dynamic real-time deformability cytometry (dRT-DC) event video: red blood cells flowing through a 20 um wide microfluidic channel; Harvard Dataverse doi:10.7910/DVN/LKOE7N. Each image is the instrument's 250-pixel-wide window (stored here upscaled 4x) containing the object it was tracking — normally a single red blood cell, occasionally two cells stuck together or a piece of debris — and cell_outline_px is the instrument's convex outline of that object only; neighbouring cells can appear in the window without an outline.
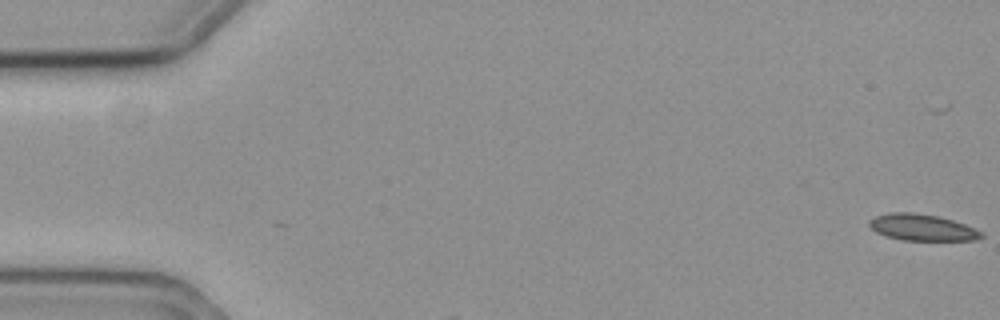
{"species": "common noctule bat (a hibernating species)", "species_latin": "Nyctalus noctula", "temperature_condition": "cold", "stored_images_in_passage": 7, "camera_frame_rate_fps": 3000, "um_per_image_px": 0.085, "animal": {"sex": "female", "body_mass_g": 19.3, "forearm_length_mm": 54.1}, "frame": {"image": 1, "passage_image": 2, "time_ms": 0.333, "image_size_px": [1000, 320], "cell_outline_px": [[984, 236], [976, 240], [900, 240], [876, 232], [868, 224], [868, 220], [876, 216], [892, 212], [912, 212], [940, 216], [964, 224], [984, 232]], "centroid_in_image_um": [78.4, 19.33], "position_along_channel_um": 6.6, "area_um2": 17.28}}